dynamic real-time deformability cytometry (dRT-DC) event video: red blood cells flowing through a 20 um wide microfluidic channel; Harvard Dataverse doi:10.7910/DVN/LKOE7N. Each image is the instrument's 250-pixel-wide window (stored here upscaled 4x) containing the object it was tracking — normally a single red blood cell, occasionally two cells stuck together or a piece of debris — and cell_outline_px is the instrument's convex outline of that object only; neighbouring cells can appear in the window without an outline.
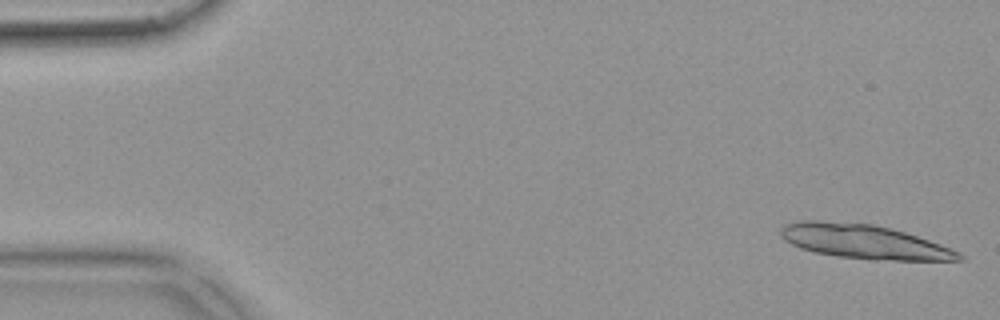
{"species": "common noctule bat (a hibernating species)", "species_latin": "Nyctalus noctula", "temperature_condition": "warm", "stored_images_in_passage": 18, "segment_of_instrument_passage": [1, 2], "camera_frame_rate_fps": 3000, "um_per_image_px": 0.085, "animal": {"sex": "female", "body_mass_g": 18.4}, "frame": {"image": 1, "passage_image": 1, "time_ms": 0.0, "image_size_px": [1000, 320], "cell_outline_px": [[964, 260], [872, 260], [836, 256], [812, 252], [800, 248], [784, 240], [780, 236], [780, 228], [784, 224], [800, 220], [816, 220], [872, 224], [892, 228], [952, 248], [960, 252], [964, 256]], "centroid_in_image_um": [73.41, 20.54], "position_along_channel_um": 11.6, "area_um2": 35.66}}